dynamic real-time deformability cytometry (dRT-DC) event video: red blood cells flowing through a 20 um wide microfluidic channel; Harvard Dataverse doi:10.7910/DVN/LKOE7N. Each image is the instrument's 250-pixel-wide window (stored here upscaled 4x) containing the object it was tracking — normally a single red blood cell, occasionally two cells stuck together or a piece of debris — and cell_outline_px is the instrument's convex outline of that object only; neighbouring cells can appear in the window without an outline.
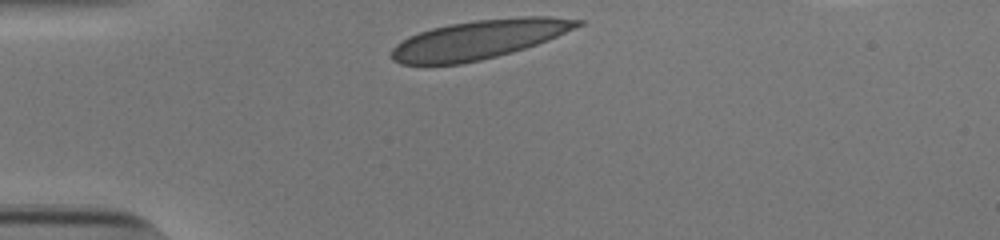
{"species": "human", "species_latin": "Homo sapiens", "temperature_condition": "cold", "stored_images_in_passage": 30, "camera_frame_rate_fps": 3000, "um_per_image_px": 0.085, "donor": {"sex": "male"}, "frame": {"image": 1, "passage_image": 1, "time_ms": 0.0, "image_size_px": [1000, 240], "cell_outline_px": [[584, 24], [548, 40], [512, 52], [480, 60], [460, 64], [400, 64], [392, 60], [392, 48], [400, 40], [408, 36], [432, 28], [448, 24], [476, 20], [524, 16], [552, 16], [584, 20]], "centroid_in_image_um": [40.72, 3.34], "position_along_channel_um": 44.3, "area_um2": 42.14}}
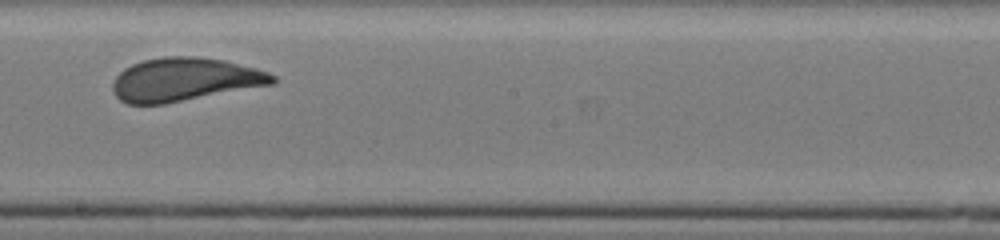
{"frame": {"image": 2, "passage_image": 18, "time_ms": 5.667, "image_size_px": [1000, 240], "cell_outline_px": [[276, 84], [164, 104], [128, 104], [120, 100], [116, 96], [112, 88], [112, 84], [116, 76], [124, 68], [132, 64], [144, 60], [164, 56], [196, 56], [224, 60], [256, 68], [268, 72], [276, 76]], "centroid_in_image_um": [15.72, 6.76], "position_along_channel_um": 232.5, "area_um2": 40.63}}
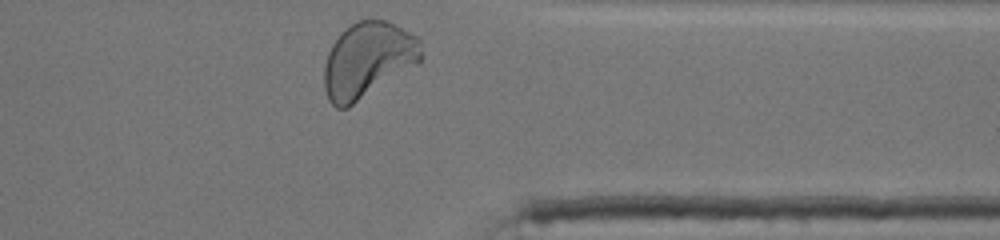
{"frame": {"image": 3, "passage_image": 30, "time_ms": 9.667, "image_size_px": [1000, 240], "cell_outline_px": [[420, 64], [348, 108], [336, 108], [328, 100], [324, 88], [324, 64], [328, 52], [332, 44], [340, 32], [344, 28], [360, 20], [384, 20], [416, 36], [420, 40]], "centroid_in_image_um": [31.24, 5.14], "position_along_channel_um": 380.2, "area_um2": 42.89}, "authors_computed_cell_mechanics": {"area_um2": 40.2577, "velocity_mm_per_s": 3.8145, "shape_relaxation_time_tau1_ms": 6.0278, "shape_relaxation_time_tau2_ms": null, "deformation_change_tau1": 0.1681, "deformation_change_tau2": null}}